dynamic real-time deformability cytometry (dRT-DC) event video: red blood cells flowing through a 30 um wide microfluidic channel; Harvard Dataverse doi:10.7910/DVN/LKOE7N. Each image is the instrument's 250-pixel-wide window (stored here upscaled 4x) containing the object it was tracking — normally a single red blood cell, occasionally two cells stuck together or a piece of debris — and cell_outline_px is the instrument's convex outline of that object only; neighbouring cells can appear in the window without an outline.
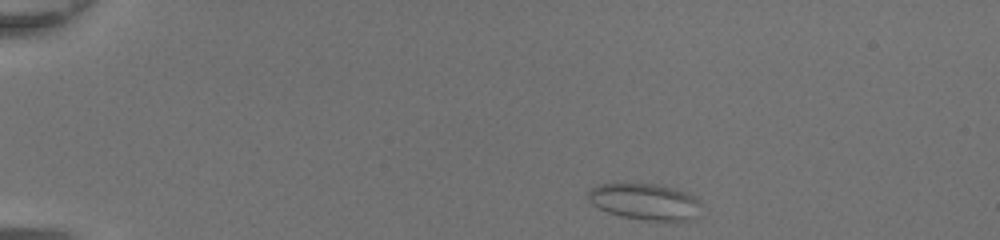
{"species": "common noctule bat (a hibernating species)", "species_latin": "Nyctalus noctula", "temperature_condition": "room temperature", "stored_images_in_passage": 40, "camera_frame_rate_fps": 3000, "um_per_image_px": 0.085, "animal": {"sex": "female", "body_mass_g": 20.0, "forearm_length_mm": 54.0}, "frame": {"image": 1, "passage_image": 1, "time_ms": 0.0, "image_size_px": [1000, 240], "cell_outline_px": [[700, 204], [696, 216], [688, 220], [644, 220], [624, 216], [608, 212], [592, 204], [588, 200], [588, 188], [596, 184], [656, 184], [676, 188], [688, 192], [696, 196], [700, 200]], "centroid_in_image_um": [54.82, 17.12], "position_along_channel_um": 30.2, "area_um2": 23.93}}
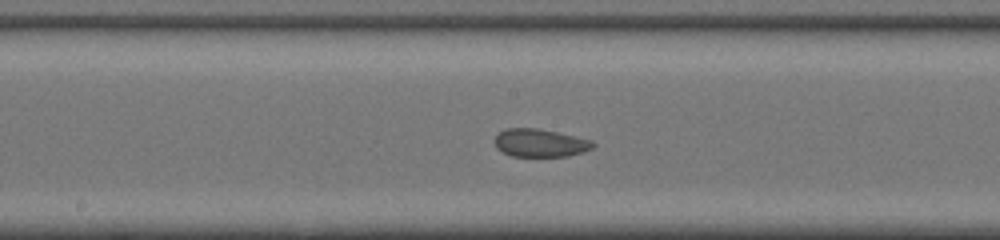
{"frame": {"image": 2, "passage_image": 19, "time_ms": 6.0, "image_size_px": [1000, 240], "cell_outline_px": [[596, 144], [592, 148], [568, 156], [512, 156], [496, 148], [492, 140], [504, 128], [536, 128], [556, 132], [592, 140]], "centroid_in_image_um": [45.86, 12.14], "position_along_channel_um": 202.3, "area_um2": 15.95}}
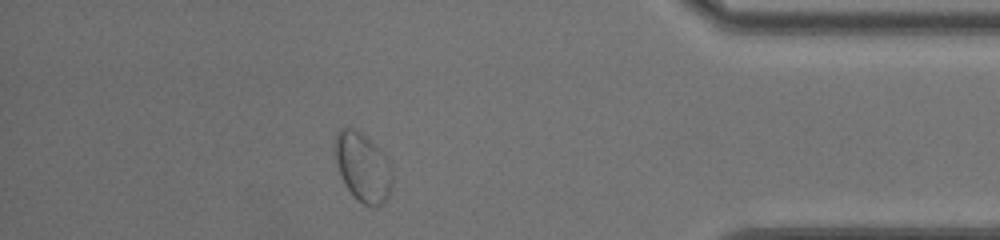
{"frame": {"image": 3, "passage_image": 35, "time_ms": 11.333, "image_size_px": [1000, 240], "cell_outline_px": [[392, 184], [388, 196], [384, 204], [372, 208], [356, 200], [352, 196], [344, 184], [332, 148], [332, 144], [336, 132], [340, 128], [352, 128], [360, 132], [384, 152], [392, 168]], "centroid_in_image_um": [30.82, 14.22], "position_along_channel_um": 404.4, "area_um2": 23.58}}